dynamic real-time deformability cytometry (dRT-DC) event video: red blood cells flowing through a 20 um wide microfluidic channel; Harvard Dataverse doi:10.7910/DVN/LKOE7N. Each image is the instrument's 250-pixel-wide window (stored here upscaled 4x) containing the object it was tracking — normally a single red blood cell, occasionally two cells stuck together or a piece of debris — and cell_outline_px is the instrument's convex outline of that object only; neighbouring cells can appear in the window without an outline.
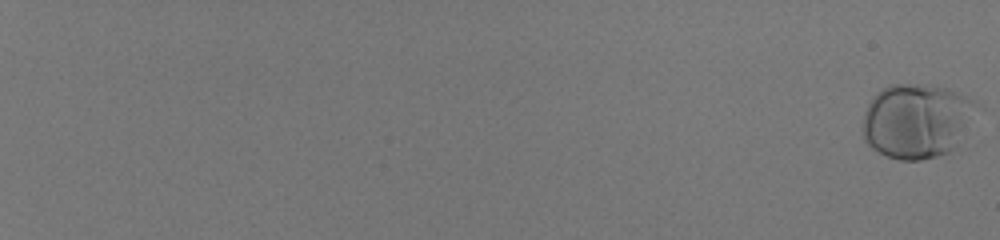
{"species": "human", "species_latin": "Homo sapiens", "temperature_condition": "room temperature", "stored_images_in_passage": 60, "camera_frame_rate_fps": 3000, "um_per_image_px": 0.085, "donor": {"sex": "male"}, "frame": {"image": 1, "passage_image": 1, "time_ms": 0.0, "image_size_px": [1000, 240], "cell_outline_px": [[976, 104], [956, 144], [948, 152], [936, 156], [920, 160], [900, 160], [888, 156], [872, 148], [864, 140], [864, 112], [868, 104], [876, 92], [892, 84], [916, 84], [948, 88], [968, 96], [976, 100]], "centroid_in_image_um": [77.86, 10.25], "position_along_channel_um": 7.1, "area_um2": 48.44}}
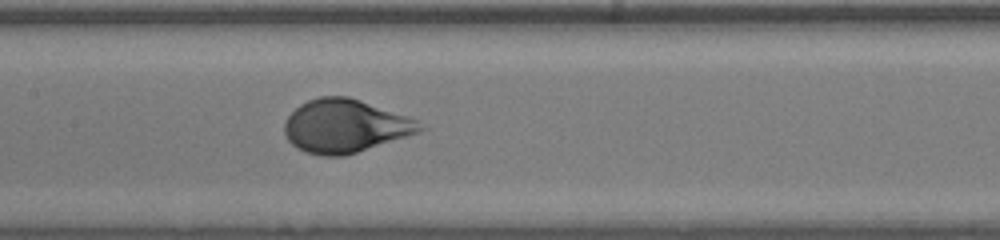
{"frame": {"image": 2, "passage_image": 37, "time_ms": 12.0, "image_size_px": [1000, 240], "cell_outline_px": [[428, 128], [344, 156], [324, 156], [308, 152], [292, 144], [288, 140], [284, 132], [284, 124], [288, 116], [300, 104], [308, 100], [320, 96], [348, 96], [408, 116], [416, 120]], "centroid_in_image_um": [29.31, 10.69], "position_along_channel_um": 178.1, "area_um2": 41.33}}
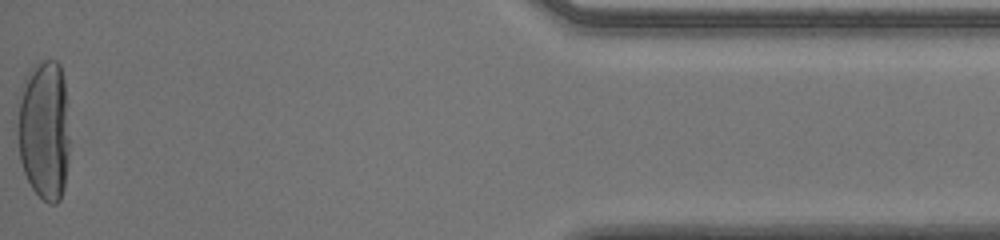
{"frame": {"image": 3, "passage_image": 60, "time_ms": 19.667, "image_size_px": [1000, 240], "cell_outline_px": [[68, 164], [64, 188], [60, 200], [56, 204], [48, 204], [32, 188], [24, 172], [20, 160], [20, 88], [24, 76], [40, 60], [56, 60], [60, 64], [64, 80], [68, 136]], "centroid_in_image_um": [3.78, 11.05], "position_along_channel_um": 431.4, "area_um2": 42.02}, "authors_computed_cell_mechanics": {"area_um2": 43.35, "velocity_mm_per_s": 4.0208, "shape_relaxation_time_tau1_ms": 2.6788, "shape_relaxation_time_tau2_ms": null, "deformation_change_tau1": 0.1847, "deformation_change_tau2": null}}